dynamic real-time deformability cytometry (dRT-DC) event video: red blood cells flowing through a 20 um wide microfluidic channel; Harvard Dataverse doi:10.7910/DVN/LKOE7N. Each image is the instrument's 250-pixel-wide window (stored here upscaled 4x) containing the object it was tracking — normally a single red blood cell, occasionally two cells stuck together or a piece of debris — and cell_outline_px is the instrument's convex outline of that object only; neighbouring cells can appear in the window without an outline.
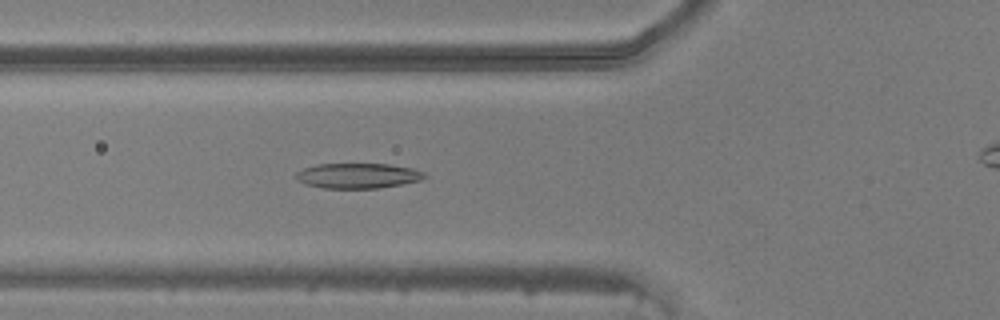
{"species": "common noctule bat (a hibernating species)", "species_latin": "Nyctalus noctula", "temperature_condition": "warm", "stored_images_in_passage": 42, "camera_frame_rate_fps": 3000, "um_per_image_px": 0.085, "animal": {"sex": "male", "body_mass_g": 20.5, "forearm_length_mm": 52.5}, "frame": {"image": 1, "passage_image": 16, "time_ms": 5.0, "image_size_px": [1000, 320], "cell_outline_px": [[428, 176], [420, 180], [404, 184], [380, 188], [324, 188], [304, 184], [296, 180], [296, 172], [304, 168], [316, 164], [388, 164], [412, 168], [424, 172]], "centroid_in_image_um": [30.42, 14.94], "position_along_channel_um": 95.4, "area_um2": 18.96}}
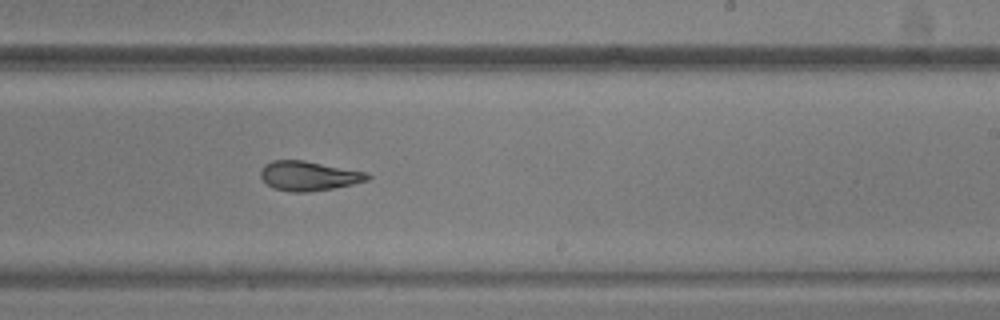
{"frame": {"image": 2, "passage_image": 28, "time_ms": 9.0, "image_size_px": [1000, 320], "cell_outline_px": [[372, 176], [368, 180], [352, 184], [332, 188], [308, 192], [292, 192], [272, 188], [260, 176], [260, 168], [264, 164], [272, 160], [304, 160], [368, 172]], "centroid_in_image_um": [26.23, 14.94], "position_along_channel_um": 262.8, "area_um2": 18.5}}
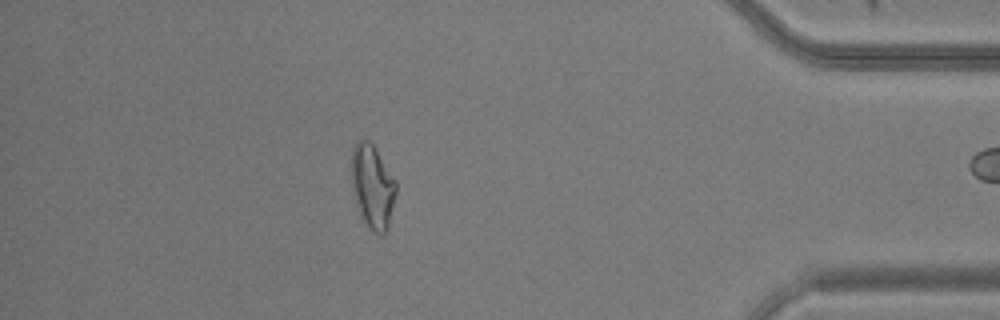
{"frame": {"image": 3, "passage_image": 41, "time_ms": 13.333, "image_size_px": [1000, 320], "cell_outline_px": [[396, 192], [388, 228], [380, 236], [372, 232], [360, 216], [352, 184], [352, 148], [356, 140], [368, 140], [372, 144], [396, 180]], "centroid_in_image_um": [31.67, 15.87], "position_along_channel_um": 403.5, "area_um2": 21.56}}